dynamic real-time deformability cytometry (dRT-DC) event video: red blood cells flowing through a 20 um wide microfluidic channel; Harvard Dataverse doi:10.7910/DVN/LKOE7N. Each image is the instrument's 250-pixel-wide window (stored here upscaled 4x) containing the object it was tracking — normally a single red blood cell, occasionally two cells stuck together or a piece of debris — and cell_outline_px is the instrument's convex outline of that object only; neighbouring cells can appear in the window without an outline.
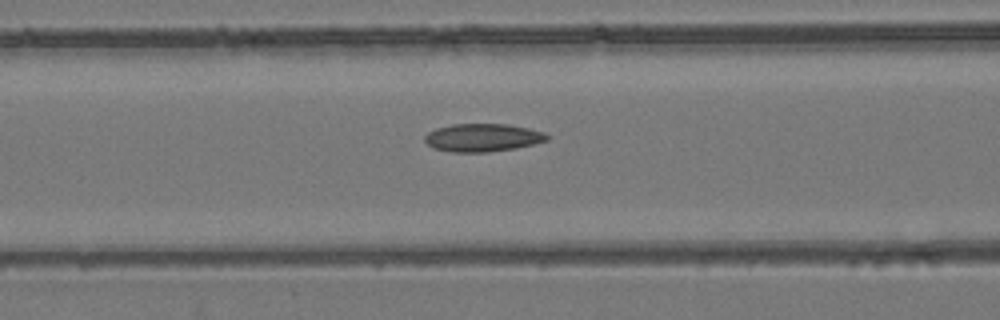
{"species": "common noctule bat (a hibernating species)", "species_latin": "Nyctalus noctula", "temperature_condition": "room temperature", "stored_images_in_passage": 54, "camera_frame_rate_fps": 3000, "um_per_image_px": 0.085, "animal": {"sex": "female", "body_mass_g": 24.6, "forearm_length_mm": 56.2}, "frame": {"image": 1, "passage_image": 23, "time_ms": 7.333, "image_size_px": [1000, 320], "cell_outline_px": [[548, 140], [516, 148], [488, 152], [452, 152], [432, 148], [424, 140], [424, 136], [428, 132], [436, 128], [452, 124], [508, 124], [528, 128], [544, 132], [548, 136]], "centroid_in_image_um": [41.0, 11.7], "position_along_channel_um": 125.6, "area_um2": 19.94}}
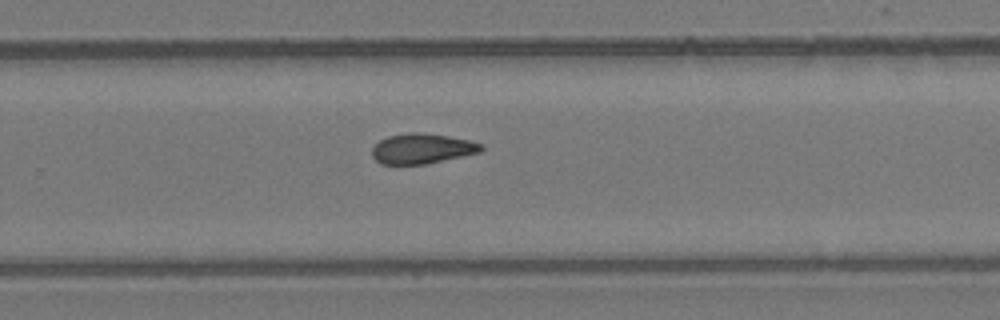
{"frame": {"image": 2, "passage_image": 36, "time_ms": 11.667, "image_size_px": [1000, 320], "cell_outline_px": [[484, 148], [480, 152], [424, 164], [380, 164], [372, 156], [372, 148], [380, 140], [388, 136], [408, 132], [424, 132], [448, 136], [468, 140], [484, 144]], "centroid_in_image_um": [35.86, 12.62], "position_along_channel_um": 293.9, "area_um2": 19.13}}
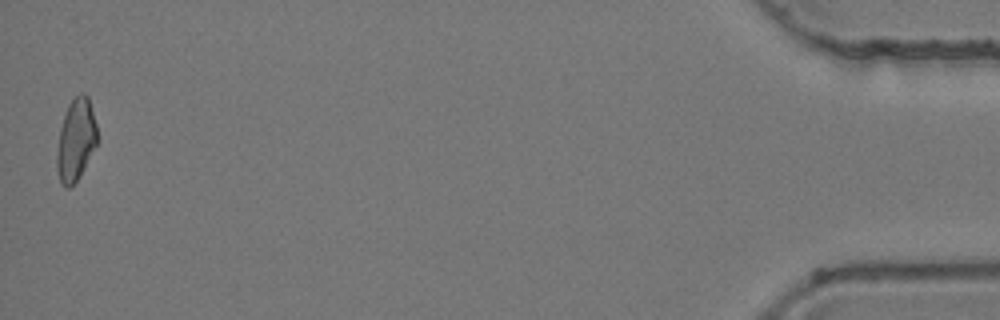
{"frame": {"image": 3, "passage_image": 54, "time_ms": 17.667, "image_size_px": [1000, 320], "cell_outline_px": [[96, 144], [76, 180], [68, 188], [64, 188], [60, 184], [56, 168], [56, 156], [60, 128], [68, 104], [80, 92], [84, 92], [88, 96], [96, 124]], "centroid_in_image_um": [6.41, 11.87], "position_along_channel_um": 428.8, "area_um2": 18.9}, "authors_computed_cell_mechanics": {"area_um2": 19.652, "velocity_mm_per_s": 3.8991, "shape_relaxation_time_tau1_ms": null, "shape_relaxation_time_tau2_ms": 7.7583, "deformation_change_tau1": null, "deformation_change_tau2": 0.1547}}